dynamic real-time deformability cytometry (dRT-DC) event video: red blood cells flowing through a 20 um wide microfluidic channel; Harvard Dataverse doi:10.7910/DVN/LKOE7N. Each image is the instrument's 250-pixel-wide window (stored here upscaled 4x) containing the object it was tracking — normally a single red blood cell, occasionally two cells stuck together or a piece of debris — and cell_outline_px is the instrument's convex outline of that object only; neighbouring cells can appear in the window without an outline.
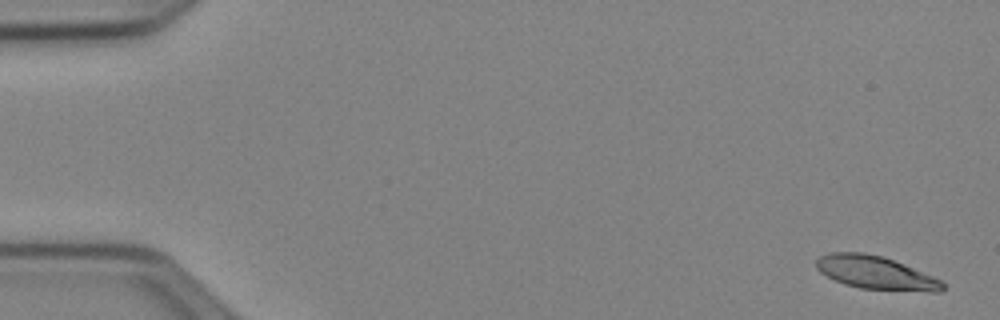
{"species": "Egyptian fruit bat (a non-hibernating species)", "species_latin": "Rousettus aegyptiacus", "temperature_condition": "cold", "stored_images_in_passage": 13, "camera_frame_rate_fps": 3000, "um_per_image_px": 0.085, "animal": {"sex": "female"}, "frame": {"image": 1, "passage_image": 2, "time_ms": 0.333, "image_size_px": [1000, 320], "cell_outline_px": [[944, 288], [940, 292], [928, 292], [860, 288], [844, 284], [820, 272], [816, 268], [816, 260], [820, 256], [828, 252], [864, 252], [880, 256], [904, 264], [932, 276], [940, 280], [944, 284]], "centroid_in_image_um": [74.42, 23.18], "position_along_channel_um": 10.6, "area_um2": 24.28}}